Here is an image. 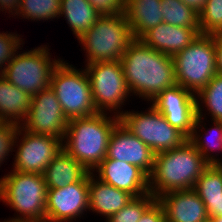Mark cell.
I'll return each mask as SVG.
<instances>
[{"instance_id": "6da1fadb", "label": "cell", "mask_w": 222, "mask_h": 222, "mask_svg": "<svg viewBox=\"0 0 222 222\" xmlns=\"http://www.w3.org/2000/svg\"><path fill=\"white\" fill-rule=\"evenodd\" d=\"M121 64L131 95L151 102L163 90L176 85L173 57L134 39L123 53Z\"/></svg>"}, {"instance_id": "7a4b0ae2", "label": "cell", "mask_w": 222, "mask_h": 222, "mask_svg": "<svg viewBox=\"0 0 222 222\" xmlns=\"http://www.w3.org/2000/svg\"><path fill=\"white\" fill-rule=\"evenodd\" d=\"M111 116L97 113L68 120L63 149L88 172L106 158L111 133L120 122V117Z\"/></svg>"}, {"instance_id": "3957f363", "label": "cell", "mask_w": 222, "mask_h": 222, "mask_svg": "<svg viewBox=\"0 0 222 222\" xmlns=\"http://www.w3.org/2000/svg\"><path fill=\"white\" fill-rule=\"evenodd\" d=\"M209 163L186 140L180 147L155 154L149 176V191L158 198L169 191L193 189Z\"/></svg>"}, {"instance_id": "277c9868", "label": "cell", "mask_w": 222, "mask_h": 222, "mask_svg": "<svg viewBox=\"0 0 222 222\" xmlns=\"http://www.w3.org/2000/svg\"><path fill=\"white\" fill-rule=\"evenodd\" d=\"M134 40L125 14L101 16L79 39L86 53V64L121 61Z\"/></svg>"}, {"instance_id": "5b68a950", "label": "cell", "mask_w": 222, "mask_h": 222, "mask_svg": "<svg viewBox=\"0 0 222 222\" xmlns=\"http://www.w3.org/2000/svg\"><path fill=\"white\" fill-rule=\"evenodd\" d=\"M46 197L43 174L10 170L0 178V201L15 210L17 215L2 222L45 216Z\"/></svg>"}, {"instance_id": "8992f818", "label": "cell", "mask_w": 222, "mask_h": 222, "mask_svg": "<svg viewBox=\"0 0 222 222\" xmlns=\"http://www.w3.org/2000/svg\"><path fill=\"white\" fill-rule=\"evenodd\" d=\"M173 60L176 83L197 95L217 74L214 35L199 34Z\"/></svg>"}, {"instance_id": "52a82bcc", "label": "cell", "mask_w": 222, "mask_h": 222, "mask_svg": "<svg viewBox=\"0 0 222 222\" xmlns=\"http://www.w3.org/2000/svg\"><path fill=\"white\" fill-rule=\"evenodd\" d=\"M50 87L67 120L99 113L95 107L86 69H76L62 60L54 69Z\"/></svg>"}, {"instance_id": "ba28073f", "label": "cell", "mask_w": 222, "mask_h": 222, "mask_svg": "<svg viewBox=\"0 0 222 222\" xmlns=\"http://www.w3.org/2000/svg\"><path fill=\"white\" fill-rule=\"evenodd\" d=\"M49 51L46 44L22 53L16 51L1 75L33 97L50 87L52 73L63 60L52 59Z\"/></svg>"}, {"instance_id": "9c48e42d", "label": "cell", "mask_w": 222, "mask_h": 222, "mask_svg": "<svg viewBox=\"0 0 222 222\" xmlns=\"http://www.w3.org/2000/svg\"><path fill=\"white\" fill-rule=\"evenodd\" d=\"M93 100L99 113H112L120 117L122 105L131 95L121 61L93 62L86 64ZM130 94V95H129ZM109 111V112H107Z\"/></svg>"}, {"instance_id": "30bf717a", "label": "cell", "mask_w": 222, "mask_h": 222, "mask_svg": "<svg viewBox=\"0 0 222 222\" xmlns=\"http://www.w3.org/2000/svg\"><path fill=\"white\" fill-rule=\"evenodd\" d=\"M144 112L124 111L120 122L155 154L180 147L188 138L152 105Z\"/></svg>"}, {"instance_id": "8fae6325", "label": "cell", "mask_w": 222, "mask_h": 222, "mask_svg": "<svg viewBox=\"0 0 222 222\" xmlns=\"http://www.w3.org/2000/svg\"><path fill=\"white\" fill-rule=\"evenodd\" d=\"M14 148L17 150H14L12 170L20 173L43 174L48 164L63 149V141L54 136L29 132L19 125Z\"/></svg>"}, {"instance_id": "7c38bea8", "label": "cell", "mask_w": 222, "mask_h": 222, "mask_svg": "<svg viewBox=\"0 0 222 222\" xmlns=\"http://www.w3.org/2000/svg\"><path fill=\"white\" fill-rule=\"evenodd\" d=\"M68 120L51 87L41 90L31 99L26 119L20 126L29 132L65 138Z\"/></svg>"}, {"instance_id": "4fadbf2b", "label": "cell", "mask_w": 222, "mask_h": 222, "mask_svg": "<svg viewBox=\"0 0 222 222\" xmlns=\"http://www.w3.org/2000/svg\"><path fill=\"white\" fill-rule=\"evenodd\" d=\"M150 104L187 138L192 135L197 117L196 94L176 84L163 90Z\"/></svg>"}, {"instance_id": "5bb4252c", "label": "cell", "mask_w": 222, "mask_h": 222, "mask_svg": "<svg viewBox=\"0 0 222 222\" xmlns=\"http://www.w3.org/2000/svg\"><path fill=\"white\" fill-rule=\"evenodd\" d=\"M46 198V216L52 220L74 222L83 217L89 212V172L76 183L47 189Z\"/></svg>"}, {"instance_id": "9a60e30c", "label": "cell", "mask_w": 222, "mask_h": 222, "mask_svg": "<svg viewBox=\"0 0 222 222\" xmlns=\"http://www.w3.org/2000/svg\"><path fill=\"white\" fill-rule=\"evenodd\" d=\"M106 158L135 165L149 177L155 153L119 122L111 133Z\"/></svg>"}, {"instance_id": "2e32d148", "label": "cell", "mask_w": 222, "mask_h": 222, "mask_svg": "<svg viewBox=\"0 0 222 222\" xmlns=\"http://www.w3.org/2000/svg\"><path fill=\"white\" fill-rule=\"evenodd\" d=\"M100 181L126 191L133 197L150 193L149 177L137 166L105 158L93 171ZM98 175V176H97Z\"/></svg>"}, {"instance_id": "e0dca14e", "label": "cell", "mask_w": 222, "mask_h": 222, "mask_svg": "<svg viewBox=\"0 0 222 222\" xmlns=\"http://www.w3.org/2000/svg\"><path fill=\"white\" fill-rule=\"evenodd\" d=\"M157 201L163 206L169 222H202L208 218L203 201L193 189L169 191Z\"/></svg>"}, {"instance_id": "ac0fdd59", "label": "cell", "mask_w": 222, "mask_h": 222, "mask_svg": "<svg viewBox=\"0 0 222 222\" xmlns=\"http://www.w3.org/2000/svg\"><path fill=\"white\" fill-rule=\"evenodd\" d=\"M200 33V28H187L162 22L148 30L140 40L150 48L174 57L190 45Z\"/></svg>"}, {"instance_id": "d6986e66", "label": "cell", "mask_w": 222, "mask_h": 222, "mask_svg": "<svg viewBox=\"0 0 222 222\" xmlns=\"http://www.w3.org/2000/svg\"><path fill=\"white\" fill-rule=\"evenodd\" d=\"M134 197L126 191L106 184L89 172V211L100 214L107 220L120 211Z\"/></svg>"}, {"instance_id": "ffe728a7", "label": "cell", "mask_w": 222, "mask_h": 222, "mask_svg": "<svg viewBox=\"0 0 222 222\" xmlns=\"http://www.w3.org/2000/svg\"><path fill=\"white\" fill-rule=\"evenodd\" d=\"M161 7V0H126L125 15L134 39L164 22Z\"/></svg>"}, {"instance_id": "44dd1931", "label": "cell", "mask_w": 222, "mask_h": 222, "mask_svg": "<svg viewBox=\"0 0 222 222\" xmlns=\"http://www.w3.org/2000/svg\"><path fill=\"white\" fill-rule=\"evenodd\" d=\"M88 171L64 149L43 172L47 189L63 188L80 181Z\"/></svg>"}, {"instance_id": "7402d4cb", "label": "cell", "mask_w": 222, "mask_h": 222, "mask_svg": "<svg viewBox=\"0 0 222 222\" xmlns=\"http://www.w3.org/2000/svg\"><path fill=\"white\" fill-rule=\"evenodd\" d=\"M32 96L12 85L0 74V117L5 122L20 125L27 116Z\"/></svg>"}, {"instance_id": "603a6c76", "label": "cell", "mask_w": 222, "mask_h": 222, "mask_svg": "<svg viewBox=\"0 0 222 222\" xmlns=\"http://www.w3.org/2000/svg\"><path fill=\"white\" fill-rule=\"evenodd\" d=\"M204 119H207L206 114L196 117L192 135L188 140L209 164H222L221 158L217 157L218 152H222V121L213 120V126L203 133L201 130L206 129Z\"/></svg>"}, {"instance_id": "cb8c5ba5", "label": "cell", "mask_w": 222, "mask_h": 222, "mask_svg": "<svg viewBox=\"0 0 222 222\" xmlns=\"http://www.w3.org/2000/svg\"><path fill=\"white\" fill-rule=\"evenodd\" d=\"M193 190L203 201L208 217L220 216L222 164H209L197 179Z\"/></svg>"}, {"instance_id": "d4e9b609", "label": "cell", "mask_w": 222, "mask_h": 222, "mask_svg": "<svg viewBox=\"0 0 222 222\" xmlns=\"http://www.w3.org/2000/svg\"><path fill=\"white\" fill-rule=\"evenodd\" d=\"M59 17L65 18L77 40L101 17L88 0H61Z\"/></svg>"}, {"instance_id": "484cf974", "label": "cell", "mask_w": 222, "mask_h": 222, "mask_svg": "<svg viewBox=\"0 0 222 222\" xmlns=\"http://www.w3.org/2000/svg\"><path fill=\"white\" fill-rule=\"evenodd\" d=\"M196 98L197 116H203L202 111L207 108L206 112L209 111L208 116H211L212 121H222V75L216 74Z\"/></svg>"}, {"instance_id": "4316f807", "label": "cell", "mask_w": 222, "mask_h": 222, "mask_svg": "<svg viewBox=\"0 0 222 222\" xmlns=\"http://www.w3.org/2000/svg\"><path fill=\"white\" fill-rule=\"evenodd\" d=\"M163 21L170 25L199 28V14L181 0H161Z\"/></svg>"}, {"instance_id": "83f0119b", "label": "cell", "mask_w": 222, "mask_h": 222, "mask_svg": "<svg viewBox=\"0 0 222 222\" xmlns=\"http://www.w3.org/2000/svg\"><path fill=\"white\" fill-rule=\"evenodd\" d=\"M61 0H21L17 17L33 21L59 18Z\"/></svg>"}, {"instance_id": "f1b7e54d", "label": "cell", "mask_w": 222, "mask_h": 222, "mask_svg": "<svg viewBox=\"0 0 222 222\" xmlns=\"http://www.w3.org/2000/svg\"><path fill=\"white\" fill-rule=\"evenodd\" d=\"M201 34L222 35V0H207L199 13Z\"/></svg>"}, {"instance_id": "f546056e", "label": "cell", "mask_w": 222, "mask_h": 222, "mask_svg": "<svg viewBox=\"0 0 222 222\" xmlns=\"http://www.w3.org/2000/svg\"><path fill=\"white\" fill-rule=\"evenodd\" d=\"M156 200L157 198L151 193L134 197L125 207L110 216L105 222H137Z\"/></svg>"}, {"instance_id": "4dcf8cb0", "label": "cell", "mask_w": 222, "mask_h": 222, "mask_svg": "<svg viewBox=\"0 0 222 222\" xmlns=\"http://www.w3.org/2000/svg\"><path fill=\"white\" fill-rule=\"evenodd\" d=\"M12 32H0V74H2L5 66L13 58L17 50H21L23 47V38L19 34Z\"/></svg>"}, {"instance_id": "1f68e13d", "label": "cell", "mask_w": 222, "mask_h": 222, "mask_svg": "<svg viewBox=\"0 0 222 222\" xmlns=\"http://www.w3.org/2000/svg\"><path fill=\"white\" fill-rule=\"evenodd\" d=\"M19 129L18 124L5 122L0 127V167L14 151V142ZM8 156V157H7ZM4 161V162H3Z\"/></svg>"}, {"instance_id": "d6a6232c", "label": "cell", "mask_w": 222, "mask_h": 222, "mask_svg": "<svg viewBox=\"0 0 222 222\" xmlns=\"http://www.w3.org/2000/svg\"><path fill=\"white\" fill-rule=\"evenodd\" d=\"M101 16L125 14L126 0H88Z\"/></svg>"}, {"instance_id": "836d02e7", "label": "cell", "mask_w": 222, "mask_h": 222, "mask_svg": "<svg viewBox=\"0 0 222 222\" xmlns=\"http://www.w3.org/2000/svg\"><path fill=\"white\" fill-rule=\"evenodd\" d=\"M165 219L163 206L156 200L137 222H162Z\"/></svg>"}, {"instance_id": "e575fe53", "label": "cell", "mask_w": 222, "mask_h": 222, "mask_svg": "<svg viewBox=\"0 0 222 222\" xmlns=\"http://www.w3.org/2000/svg\"><path fill=\"white\" fill-rule=\"evenodd\" d=\"M21 0H0V11H5V14L8 12L9 15L15 17L19 11Z\"/></svg>"}, {"instance_id": "d590c367", "label": "cell", "mask_w": 222, "mask_h": 222, "mask_svg": "<svg viewBox=\"0 0 222 222\" xmlns=\"http://www.w3.org/2000/svg\"><path fill=\"white\" fill-rule=\"evenodd\" d=\"M217 74L222 75V35H214Z\"/></svg>"}, {"instance_id": "8d00e7d4", "label": "cell", "mask_w": 222, "mask_h": 222, "mask_svg": "<svg viewBox=\"0 0 222 222\" xmlns=\"http://www.w3.org/2000/svg\"><path fill=\"white\" fill-rule=\"evenodd\" d=\"M188 7L192 8L198 14L203 10L207 0H181Z\"/></svg>"}, {"instance_id": "74e56055", "label": "cell", "mask_w": 222, "mask_h": 222, "mask_svg": "<svg viewBox=\"0 0 222 222\" xmlns=\"http://www.w3.org/2000/svg\"><path fill=\"white\" fill-rule=\"evenodd\" d=\"M12 222H56V221L52 220L51 218L45 215L42 217L27 218V219L15 220Z\"/></svg>"}, {"instance_id": "f35d334b", "label": "cell", "mask_w": 222, "mask_h": 222, "mask_svg": "<svg viewBox=\"0 0 222 222\" xmlns=\"http://www.w3.org/2000/svg\"><path fill=\"white\" fill-rule=\"evenodd\" d=\"M212 218L214 219L215 222H222V216H215Z\"/></svg>"}, {"instance_id": "ab89813d", "label": "cell", "mask_w": 222, "mask_h": 222, "mask_svg": "<svg viewBox=\"0 0 222 222\" xmlns=\"http://www.w3.org/2000/svg\"><path fill=\"white\" fill-rule=\"evenodd\" d=\"M202 222H215L212 217H208L207 219L203 220Z\"/></svg>"}, {"instance_id": "60d3db41", "label": "cell", "mask_w": 222, "mask_h": 222, "mask_svg": "<svg viewBox=\"0 0 222 222\" xmlns=\"http://www.w3.org/2000/svg\"><path fill=\"white\" fill-rule=\"evenodd\" d=\"M220 216H222V198H221V202H220Z\"/></svg>"}, {"instance_id": "b9f144b4", "label": "cell", "mask_w": 222, "mask_h": 222, "mask_svg": "<svg viewBox=\"0 0 222 222\" xmlns=\"http://www.w3.org/2000/svg\"><path fill=\"white\" fill-rule=\"evenodd\" d=\"M5 123V121L0 117V127Z\"/></svg>"}]
</instances>
